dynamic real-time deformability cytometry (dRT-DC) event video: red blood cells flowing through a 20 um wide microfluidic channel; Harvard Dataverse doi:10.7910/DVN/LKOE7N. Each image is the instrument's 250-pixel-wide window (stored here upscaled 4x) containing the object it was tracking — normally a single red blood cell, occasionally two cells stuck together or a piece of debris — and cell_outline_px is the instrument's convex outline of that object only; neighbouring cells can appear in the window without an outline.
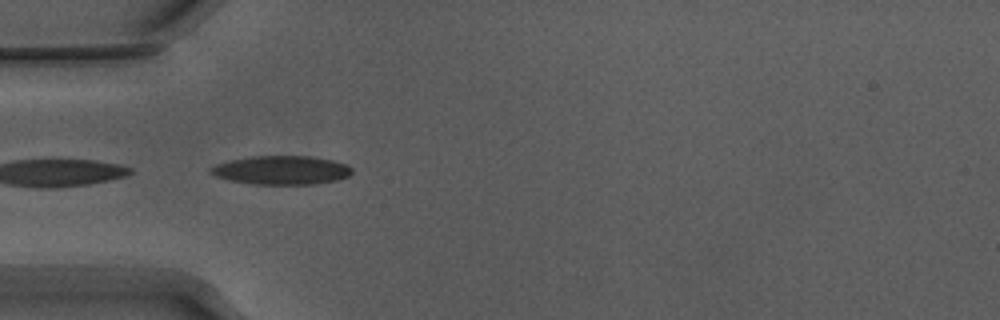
{"species": "Egyptian fruit bat (a non-hibernating species)", "species_latin": "Rousettus aegyptiacus", "temperature_condition": "warm", "stored_images_in_passage": 6, "camera_frame_rate_fps": 3000, "um_per_image_px": 0.085, "animal": {"sex": "male"}, "frame": {"image": 1, "passage_image": 4, "time_ms": 1.0, "image_size_px": [1000, 320], "cell_outline_px": [[352, 172], [348, 176], [336, 180], [316, 184], [252, 184], [228, 180], [216, 176], [208, 172], [208, 168], [216, 164], [228, 160], [252, 156], [308, 156], [332, 160], [348, 164], [352, 168]], "centroid_in_image_um": [23.89, 14.46], "position_along_channel_um": 61.1, "area_um2": 23.81}}